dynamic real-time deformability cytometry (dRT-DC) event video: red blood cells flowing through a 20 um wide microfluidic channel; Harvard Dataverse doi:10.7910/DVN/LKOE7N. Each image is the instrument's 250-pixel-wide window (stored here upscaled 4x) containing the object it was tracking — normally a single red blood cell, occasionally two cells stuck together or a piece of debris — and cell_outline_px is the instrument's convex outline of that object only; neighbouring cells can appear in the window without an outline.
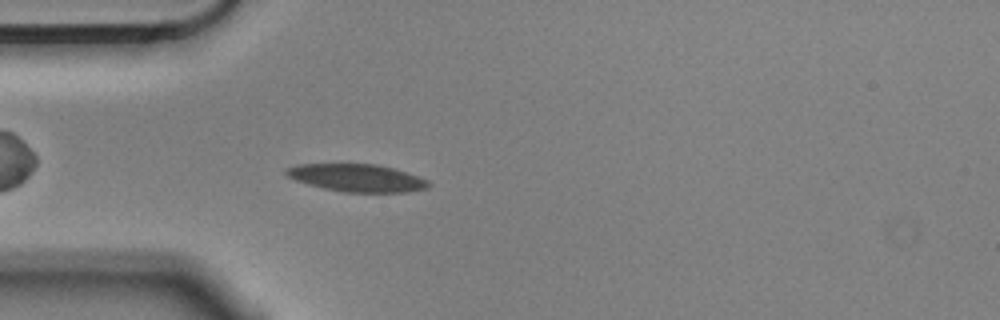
{"species": "Egyptian fruit bat (a non-hibernating species)", "species_latin": "Rousettus aegyptiacus", "temperature_condition": "cold", "stored_images_in_passage": 3, "camera_frame_rate_fps": 3000, "um_per_image_px": 0.085, "animal": {"sex": "male"}, "frame": {"image": 1, "passage_image": 3, "time_ms": 0.667, "image_size_px": [1000, 320], "cell_outline_px": [[432, 184], [428, 188], [404, 192], [344, 192], [324, 188], [308, 184], [296, 180], [288, 176], [284, 172], [284, 168], [296, 164], [376, 164], [396, 168], [428, 180]], "centroid_in_image_um": [30.34, 15.11], "position_along_channel_um": 54.7, "area_um2": 22.95}}